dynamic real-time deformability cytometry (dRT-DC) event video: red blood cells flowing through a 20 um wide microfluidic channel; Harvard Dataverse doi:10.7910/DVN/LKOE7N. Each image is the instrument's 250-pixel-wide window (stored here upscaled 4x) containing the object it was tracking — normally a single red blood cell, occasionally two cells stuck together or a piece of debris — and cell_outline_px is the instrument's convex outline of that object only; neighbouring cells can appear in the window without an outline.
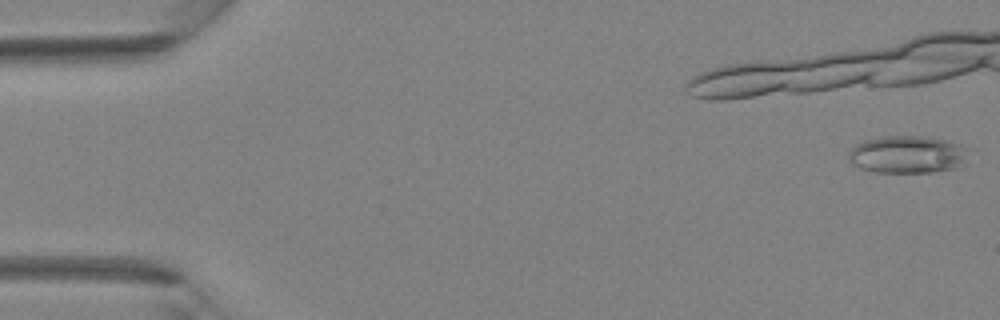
{"species": "Egyptian fruit bat (a non-hibernating species)", "species_latin": "Rousettus aegyptiacus", "temperature_condition": "room temperature", "stored_images_in_passage": 13, "camera_frame_rate_fps": 3000, "um_per_image_px": 0.085, "animal": {"sex": "female"}, "frame": {"image": 1, "passage_image": 1, "time_ms": 0.0, "image_size_px": [1000, 320], "cell_outline_px": [[968, 148], [956, 168], [932, 172], [872, 172], [860, 168], [852, 164], [848, 160], [848, 152], [856, 144], [864, 140], [884, 136], [924, 136], [944, 140]], "centroid_in_image_um": [77.02, 13.13], "position_along_channel_um": 8.0, "area_um2": 25.84}}